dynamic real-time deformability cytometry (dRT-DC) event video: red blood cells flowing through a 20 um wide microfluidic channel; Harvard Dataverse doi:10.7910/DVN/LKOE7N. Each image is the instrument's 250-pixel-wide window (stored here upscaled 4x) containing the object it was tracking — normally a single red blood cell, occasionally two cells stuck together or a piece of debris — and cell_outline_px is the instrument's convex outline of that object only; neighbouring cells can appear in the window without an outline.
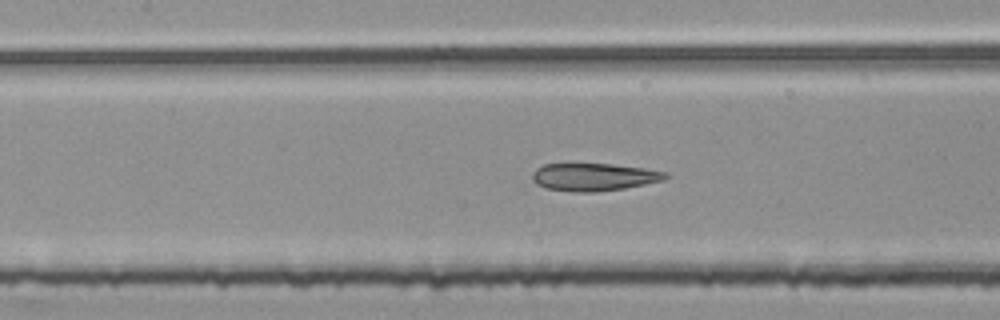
{"species": "common noctule bat (a hibernating species)", "species_latin": "Nyctalus noctula", "temperature_condition": "room temperature", "stored_images_in_passage": 51, "camera_frame_rate_fps": 3000, "um_per_image_px": 0.085, "animal": {"sex": "female", "body_mass_g": 25.1}, "frame": {"image": 1, "passage_image": 22, "time_ms": 7.0, "image_size_px": [1000, 320], "cell_outline_px": [[668, 176], [664, 180], [624, 188], [596, 192], [572, 192], [544, 188], [536, 184], [532, 180], [532, 172], [536, 168], [544, 164], [612, 164], [644, 168], [664, 172]], "centroid_in_image_um": [50.42, 15.05], "position_along_channel_um": 157.0, "area_um2": 21.44}}
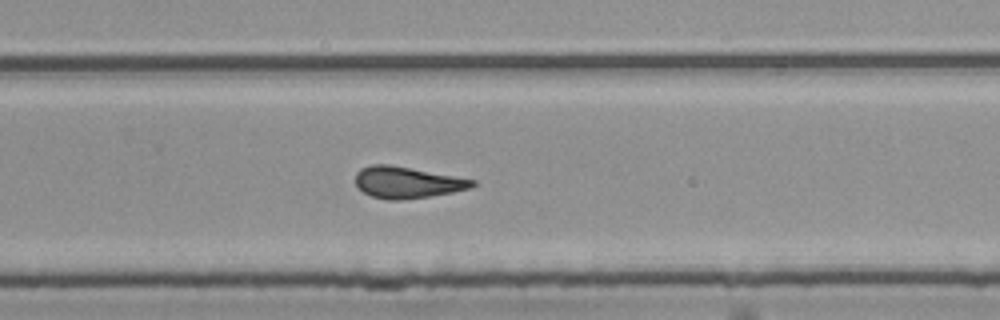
{"frame": {"image": 2, "passage_image": 33, "time_ms": 10.667, "image_size_px": [1000, 320], "cell_outline_px": [[476, 184], [468, 188], [452, 192], [428, 196], [400, 200], [388, 200], [372, 196], [364, 192], [356, 184], [356, 172], [360, 168], [372, 164], [388, 164], [476, 180]], "centroid_in_image_um": [34.57, 15.5], "position_along_channel_um": 295.2, "area_um2": 21.1}}
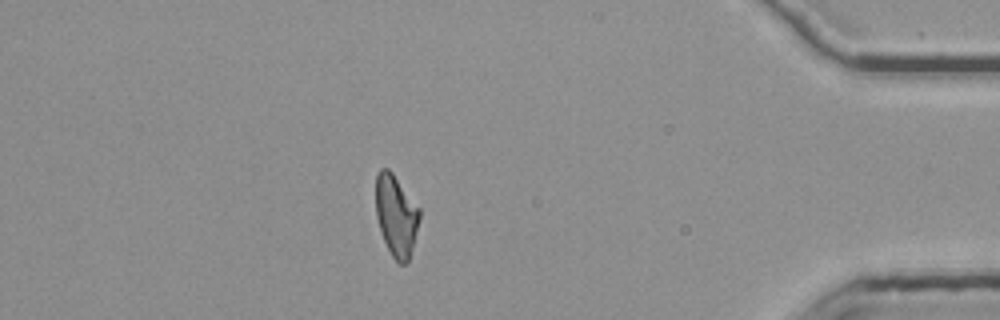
{"frame": {"image": 3, "passage_image": 45, "time_ms": 14.667, "image_size_px": [1000, 320], "cell_outline_px": [[420, 216], [412, 248], [408, 260], [404, 264], [400, 264], [392, 256], [380, 232], [376, 216], [376, 172], [380, 168], [388, 168], [392, 172], [420, 208]], "centroid_in_image_um": [33.65, 18.28], "position_along_channel_um": 401.5, "area_um2": 20.63}, "authors_computed_cell_mechanics": {"area_um2": 21.5016, "velocity_mm_per_s": 3.7861, "shape_relaxation_time_tau1_ms": null, "shape_relaxation_time_tau2_ms": 3.2655, "deformation_change_tau1": null, "deformation_change_tau2": 0.1276}}